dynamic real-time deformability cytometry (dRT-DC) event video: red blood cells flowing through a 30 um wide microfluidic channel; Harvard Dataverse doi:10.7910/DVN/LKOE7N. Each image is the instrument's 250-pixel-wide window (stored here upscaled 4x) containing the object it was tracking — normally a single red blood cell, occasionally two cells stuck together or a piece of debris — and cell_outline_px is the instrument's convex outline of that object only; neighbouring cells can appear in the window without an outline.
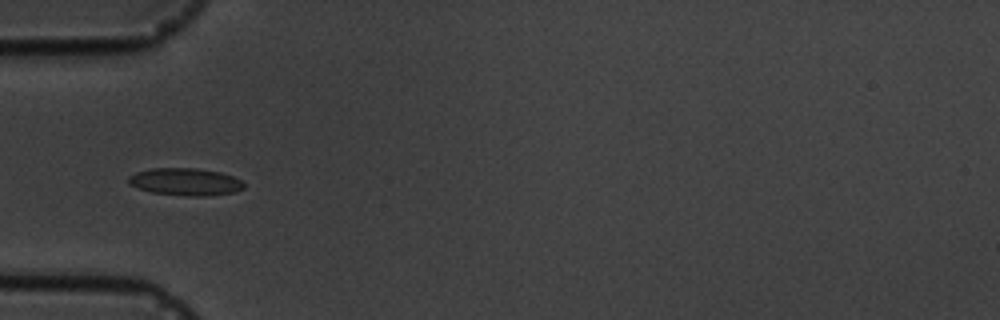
{"species": "common noctule bat (a hibernating species)", "species_latin": "Nyctalus noctula", "temperature_condition": "cold", "stored_images_in_passage": 17, "camera_frame_rate_fps": 3000, "um_per_image_px": 0.085, "animal": {"sex": "male", "body_mass_g": 19.5, "forearm_length_mm": 54.6}, "frame": {"image": 1, "passage_image": 6, "time_ms": 5.667, "image_size_px": [1000, 320], "cell_outline_px": [[244, 188], [236, 192], [204, 196], [184, 196], [152, 192], [136, 188], [128, 184], [128, 176], [136, 172], [152, 168], [196, 168], [220, 172], [232, 176], [240, 180], [244, 184]], "centroid_in_image_um": [15.73, 15.45], "position_along_channel_um": 69.3, "area_um2": 18.5}}
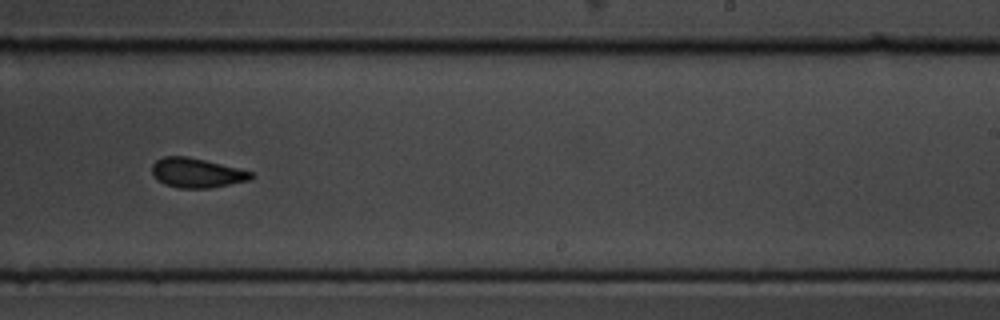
{"frame": {"image": 2, "passage_image": 11, "time_ms": 11.333, "image_size_px": [1000, 320], "cell_outline_px": [[252, 176], [248, 180], [208, 188], [176, 188], [164, 184], [152, 176], [152, 164], [156, 160], [164, 156], [188, 156], [252, 172]], "centroid_in_image_um": [16.63, 14.69], "position_along_channel_um": 272.4, "area_um2": 16.82}}
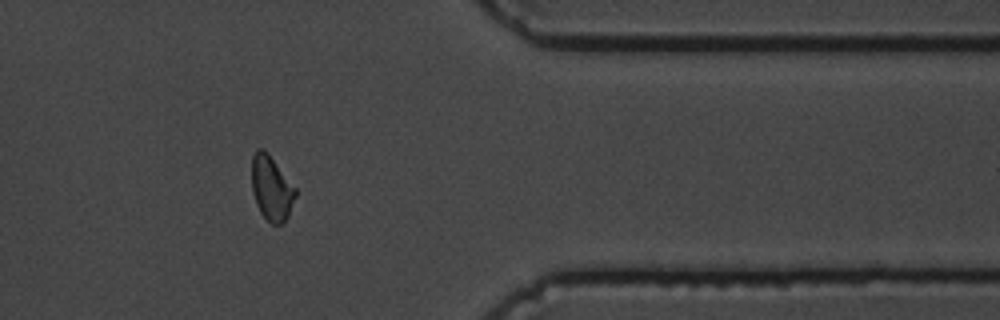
{"frame": {"image": 3, "passage_image": 14, "time_ms": 15.0, "image_size_px": [1000, 320], "cell_outline_px": [[296, 196], [288, 216], [280, 224], [272, 224], [260, 212], [256, 204], [252, 192], [252, 156], [256, 148], [264, 148], [268, 152], [296, 188]], "centroid_in_image_um": [23.06, 15.95], "position_along_channel_um": 388.3, "area_um2": 16.53}, "authors_computed_cell_mechanics": {"area_um2": 17.1088, "velocity_mm_per_s": 3.5888, "shape_relaxation_time_tau1_ms": 2.7781, "shape_relaxation_time_tau2_ms": 1.3794, "deformation_change_tau1": 0.0698, "deformation_change_tau2": 0.027}}